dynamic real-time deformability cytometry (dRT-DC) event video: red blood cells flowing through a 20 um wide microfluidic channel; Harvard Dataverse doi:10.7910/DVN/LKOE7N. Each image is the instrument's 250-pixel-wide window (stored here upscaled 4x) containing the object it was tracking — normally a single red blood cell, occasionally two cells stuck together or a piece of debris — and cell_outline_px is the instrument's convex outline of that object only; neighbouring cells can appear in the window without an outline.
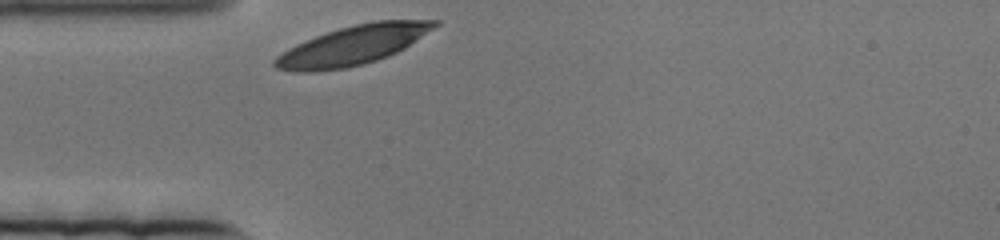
{"species": "human", "species_latin": "Homo sapiens", "temperature_condition": "cold", "stored_images_in_passage": 45, "camera_frame_rate_fps": 3000, "um_per_image_px": 0.085, "donor": {"sex": "female"}, "frame": {"image": 1, "passage_image": 1, "time_ms": 0.0, "image_size_px": [1000, 240], "cell_outline_px": [[440, 24], [404, 48], [388, 56], [364, 64], [344, 68], [316, 72], [292, 72], [276, 68], [272, 64], [272, 60], [276, 56], [288, 48], [296, 44], [316, 36], [340, 28], [356, 24], [376, 20], [440, 20]], "centroid_in_image_um": [29.96, 3.86], "position_along_channel_um": 55.0, "area_um2": 36.36}}
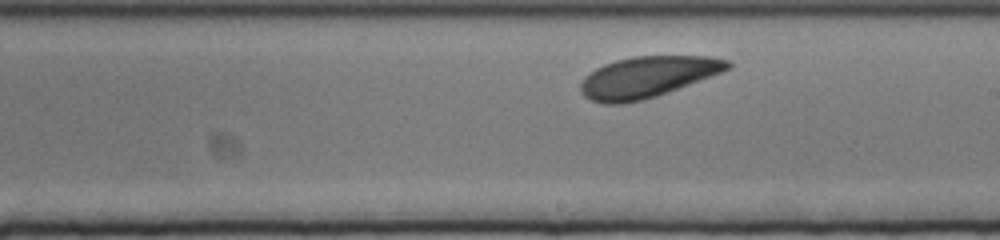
{"frame": {"image": 2, "passage_image": 26, "time_ms": 8.333, "image_size_px": [1000, 240], "cell_outline_px": [[732, 68], [724, 72], [656, 96], [644, 100], [624, 104], [604, 104], [592, 100], [584, 96], [580, 92], [580, 84], [584, 76], [588, 72], [604, 64], [616, 60], [632, 56], [708, 56], [728, 60], [732, 64]], "centroid_in_image_um": [55.03, 6.54], "position_along_channel_um": 234.0, "area_um2": 35.49}}
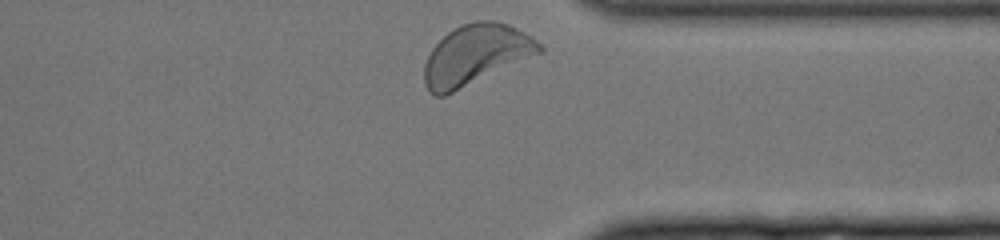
{"frame": {"image": 3, "passage_image": 45, "time_ms": 14.667, "image_size_px": [1000, 240], "cell_outline_px": [[544, 52], [444, 96], [436, 96], [428, 92], [424, 84], [424, 64], [432, 48], [448, 32], [460, 24], [476, 20], [496, 20], [508, 24], [524, 32], [536, 40], [544, 48]], "centroid_in_image_um": [40.44, 4.65], "position_along_channel_um": 371.0, "area_um2": 40.46}}